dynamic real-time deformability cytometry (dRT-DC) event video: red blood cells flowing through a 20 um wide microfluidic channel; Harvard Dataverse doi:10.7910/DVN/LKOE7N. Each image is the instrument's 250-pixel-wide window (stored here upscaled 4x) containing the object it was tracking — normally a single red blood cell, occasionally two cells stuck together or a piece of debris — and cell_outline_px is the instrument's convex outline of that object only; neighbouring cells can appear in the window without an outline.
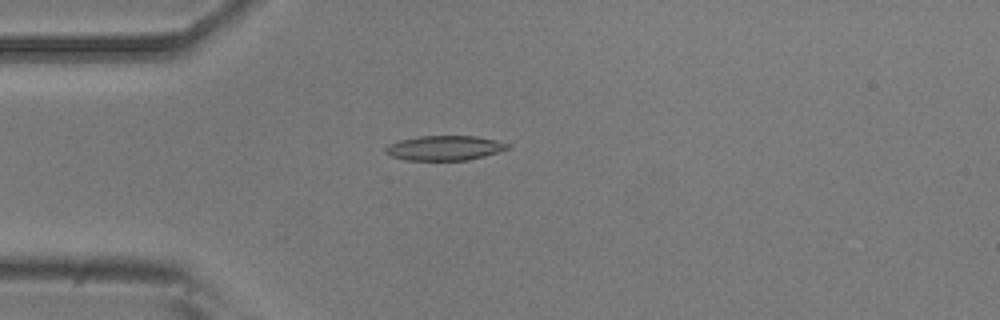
{"species": "common noctule bat (a hibernating species)", "species_latin": "Nyctalus noctula", "temperature_condition": "room temperature", "stored_images_in_passage": 3, "camera_frame_rate_fps": 3000, "um_per_image_px": 0.085, "animal": {"sex": "male", "body_mass_g": 20.5, "forearm_length_mm": 52.5}, "frame": {"image": 1, "passage_image": 3, "time_ms": 0.667, "image_size_px": [1000, 320], "cell_outline_px": [[512, 148], [484, 156], [468, 160], [404, 160], [392, 156], [384, 152], [384, 148], [388, 144], [400, 140], [420, 136], [476, 136], [496, 140], [512, 144]], "centroid_in_image_um": [37.82, 12.58], "position_along_channel_um": 47.2, "area_um2": 17.74}}